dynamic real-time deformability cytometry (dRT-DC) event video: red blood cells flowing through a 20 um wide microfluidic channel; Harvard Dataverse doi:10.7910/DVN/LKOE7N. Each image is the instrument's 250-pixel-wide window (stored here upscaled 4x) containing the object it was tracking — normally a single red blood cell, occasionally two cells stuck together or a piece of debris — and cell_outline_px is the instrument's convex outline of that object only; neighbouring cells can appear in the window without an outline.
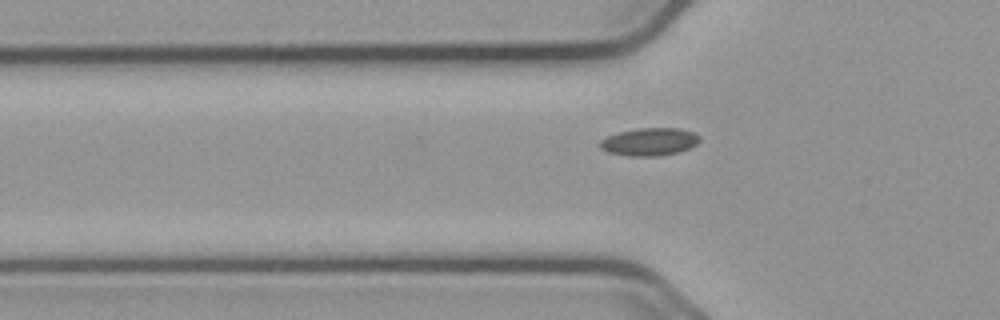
{"species": "common noctule bat (a hibernating species)", "species_latin": "Nyctalus noctula", "temperature_condition": "cold", "stored_images_in_passage": 40, "camera_frame_rate_fps": 3000, "um_per_image_px": 0.085, "animal": {"sex": "male", "body_mass_g": 23.1, "forearm_length_mm": 52.7}, "frame": {"image": 1, "passage_image": 5, "time_ms": 1.333, "image_size_px": [1000, 320], "cell_outline_px": [[700, 140], [696, 144], [680, 152], [660, 156], [628, 156], [608, 152], [600, 148], [600, 140], [608, 136], [620, 132], [636, 128], [680, 128], [692, 132], [700, 136]], "centroid_in_image_um": [55.21, 12.05], "position_along_channel_um": 70.6, "area_um2": 16.13}}
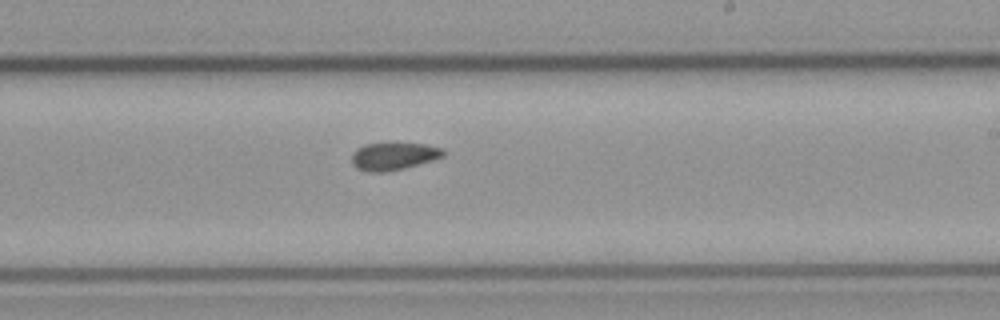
{"frame": {"image": 2, "passage_image": 20, "time_ms": 6.333, "image_size_px": [1000, 320], "cell_outline_px": [[444, 156], [432, 160], [404, 168], [384, 172], [368, 172], [356, 168], [352, 164], [352, 152], [356, 148], [364, 144], [424, 144], [444, 148]], "centroid_in_image_um": [33.42, 13.29], "position_along_channel_um": 255.6, "area_um2": 14.57}}
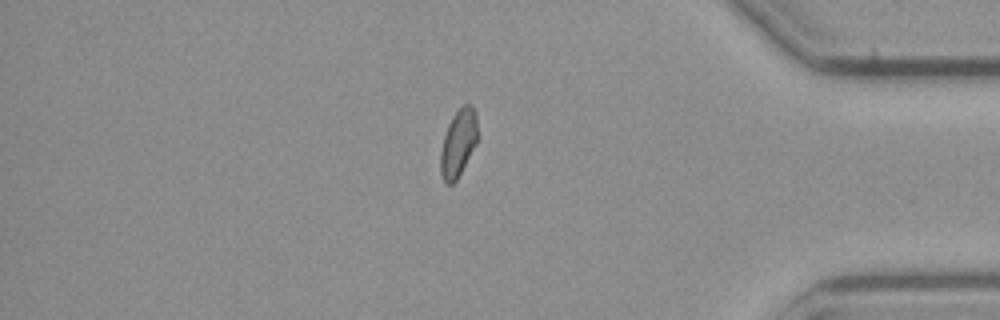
{"frame": {"image": 3, "passage_image": 34, "time_ms": 11.0, "image_size_px": [1000, 320], "cell_outline_px": [[476, 144], [456, 180], [452, 184], [444, 184], [440, 172], [440, 152], [444, 136], [448, 124], [452, 116], [464, 104], [472, 104], [476, 112]], "centroid_in_image_um": [38.93, 12.17], "position_along_channel_um": 396.3, "area_um2": 14.39}}